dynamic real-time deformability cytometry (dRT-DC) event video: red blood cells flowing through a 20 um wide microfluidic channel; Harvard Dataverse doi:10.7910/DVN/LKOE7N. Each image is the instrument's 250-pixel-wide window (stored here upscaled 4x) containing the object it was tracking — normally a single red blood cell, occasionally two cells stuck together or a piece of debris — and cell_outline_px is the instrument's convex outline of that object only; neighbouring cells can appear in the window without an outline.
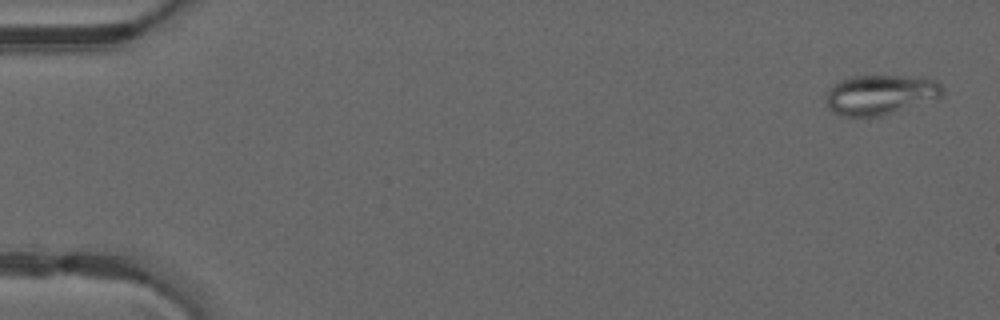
{"species": "common noctule bat (a hibernating species)", "species_latin": "Nyctalus noctula", "temperature_condition": "warm", "stored_images_in_passage": 50, "camera_frame_rate_fps": 3000, "um_per_image_px": 0.085, "animal": {"sex": "male", "forearm_length_mm": 52.5}, "frame": {"image": 1, "passage_image": 2, "time_ms": 0.333, "image_size_px": [1000, 320], "cell_outline_px": [[944, 96], [884, 116], [844, 116], [832, 112], [828, 108], [828, 92], [832, 84], [840, 80], [852, 76], [900, 76], [936, 80], [944, 88]], "centroid_in_image_um": [74.85, 8.06], "position_along_channel_um": 10.2, "area_um2": 26.99}}
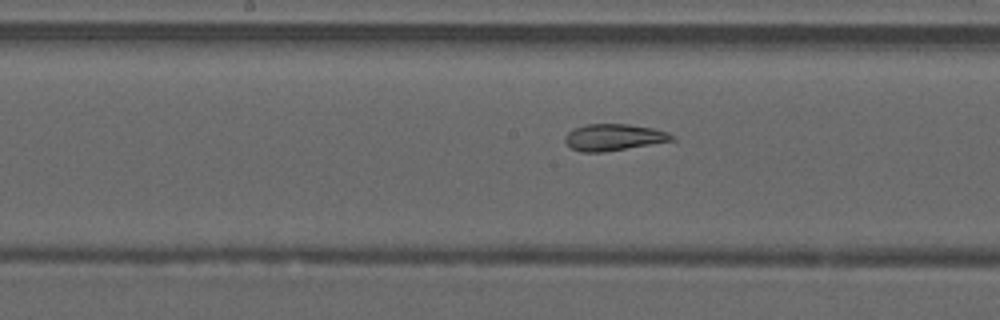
{"frame": {"image": 2, "passage_image": 26, "time_ms": 8.333, "image_size_px": [1000, 320], "cell_outline_px": [[676, 140], [604, 152], [580, 152], [572, 148], [564, 140], [564, 136], [568, 132], [576, 128], [588, 124], [628, 124], [652, 128], [668, 132], [676, 136]], "centroid_in_image_um": [52.2, 11.67], "position_along_channel_um": 196.0, "area_um2": 16.53}}
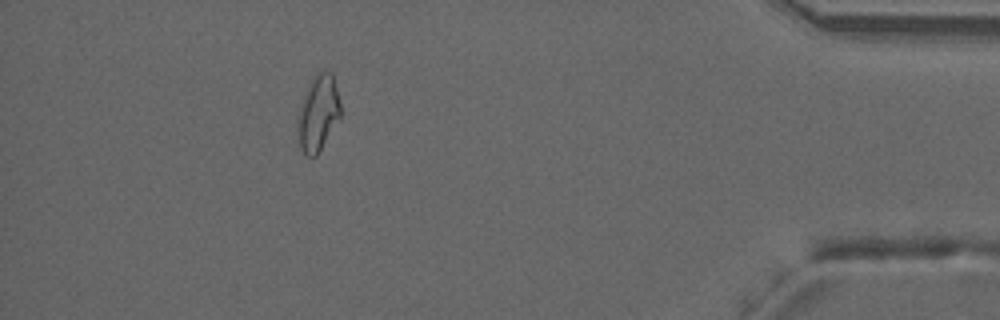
{"frame": {"image": 3, "passage_image": 45, "time_ms": 14.667, "image_size_px": [1000, 320], "cell_outline_px": [[340, 116], [316, 156], [308, 156], [300, 148], [296, 136], [296, 116], [304, 92], [312, 76], [320, 68], [332, 72], [340, 104]], "centroid_in_image_um": [26.98, 9.56], "position_along_channel_um": 408.2, "area_um2": 19.31}, "authors_computed_cell_mechanics": {"area_um2": 19.3919, "velocity_mm_per_s": 4.156, "shape_relaxation_time_tau1_ms": null, "shape_relaxation_time_tau2_ms": 1.6008, "deformation_change_tau1": null, "deformation_change_tau2": 0.0732}}